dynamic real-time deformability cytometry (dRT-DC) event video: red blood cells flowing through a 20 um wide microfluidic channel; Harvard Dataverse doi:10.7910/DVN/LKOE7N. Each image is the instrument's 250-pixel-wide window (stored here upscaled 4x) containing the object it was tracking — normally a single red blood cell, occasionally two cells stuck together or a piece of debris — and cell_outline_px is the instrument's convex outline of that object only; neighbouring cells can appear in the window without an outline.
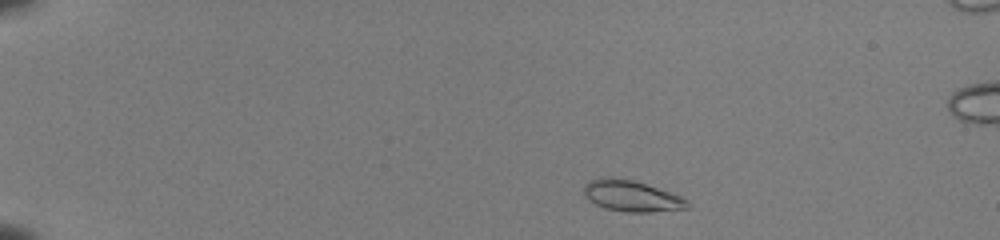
{"species": "common noctule bat (a hibernating species)", "species_latin": "Nyctalus noctula", "temperature_condition": "room temperature", "stored_images_in_passage": 45, "camera_frame_rate_fps": 3000, "um_per_image_px": 0.085, "animal": {"sex": "female", "body_mass_g": 22.0, "forearm_length_mm": 56.7}, "frame": {"image": 1, "passage_image": 3, "time_ms": 0.667, "image_size_px": [1000, 240], "cell_outline_px": [[688, 208], [652, 212], [624, 212], [604, 208], [588, 200], [584, 196], [584, 184], [588, 180], [600, 176], [616, 176], [632, 180], [680, 196], [688, 200]], "centroid_in_image_um": [53.6, 16.64], "position_along_channel_um": 31.4, "area_um2": 18.9}}
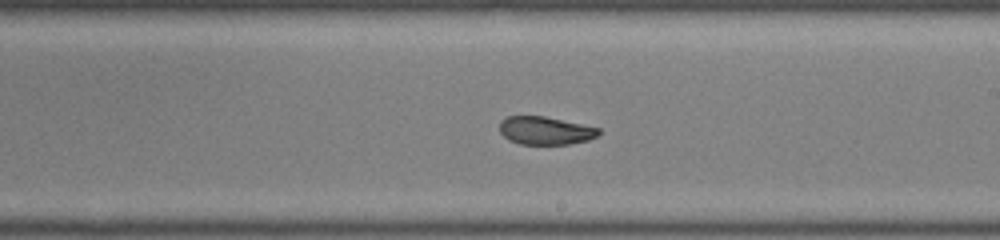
{"frame": {"image": 2, "passage_image": 26, "time_ms": 8.333, "image_size_px": [1000, 240], "cell_outline_px": [[600, 132], [596, 136], [588, 140], [568, 144], [520, 144], [508, 140], [500, 132], [500, 120], [508, 116], [544, 116], [600, 128]], "centroid_in_image_um": [46.33, 11.1], "position_along_channel_um": 242.7, "area_um2": 16.13}}
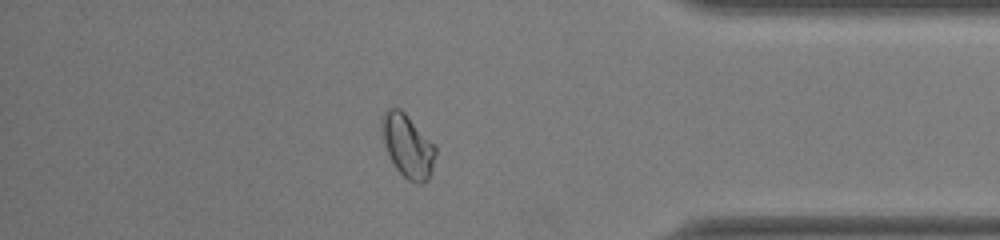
{"frame": {"image": 3, "passage_image": 39, "time_ms": 12.667, "image_size_px": [1000, 240], "cell_outline_px": [[436, 152], [432, 168], [428, 180], [424, 184], [416, 184], [408, 180], [396, 168], [384, 144], [384, 112], [388, 108], [400, 108], [436, 144]], "centroid_in_image_um": [34.72, 12.44], "position_along_channel_um": 400.5, "area_um2": 19.36}, "authors_computed_cell_mechanics": {"area_um2": 17.8602, "velocity_mm_per_s": 4.0111, "shape_relaxation_time_tau1_ms": 3.9439, "shape_relaxation_time_tau2_ms": 1.1516, "deformation_change_tau1": 0.1349, "deformation_change_tau2": 0.0468}}